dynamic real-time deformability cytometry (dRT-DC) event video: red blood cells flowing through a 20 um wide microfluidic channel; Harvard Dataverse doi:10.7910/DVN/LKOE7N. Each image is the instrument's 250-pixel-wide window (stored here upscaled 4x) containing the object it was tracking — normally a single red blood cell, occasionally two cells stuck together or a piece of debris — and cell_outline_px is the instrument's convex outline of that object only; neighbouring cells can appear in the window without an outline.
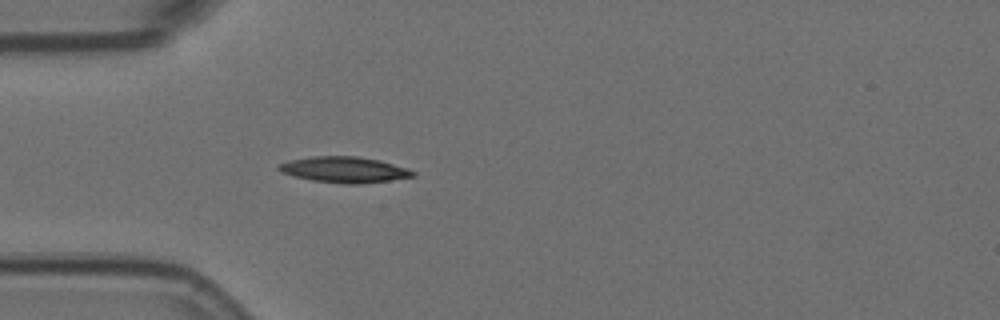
{"species": "Egyptian fruit bat (a non-hibernating species)", "species_latin": "Rousettus aegyptiacus", "temperature_condition": "room temperature", "stored_images_in_passage": 35, "camera_frame_rate_fps": 3000, "um_per_image_px": 0.085, "animal": {"sex": "female"}, "frame": {"image": 1, "passage_image": 1, "time_ms": 0.0, "image_size_px": [1000, 320], "cell_outline_px": [[412, 176], [384, 180], [320, 180], [300, 176], [288, 172], [280, 168], [280, 164], [300, 160], [328, 156], [344, 156], [372, 160], [388, 164], [412, 172]], "centroid_in_image_um": [29.26, 14.37], "position_along_channel_um": 55.7, "area_um2": 16.65}}
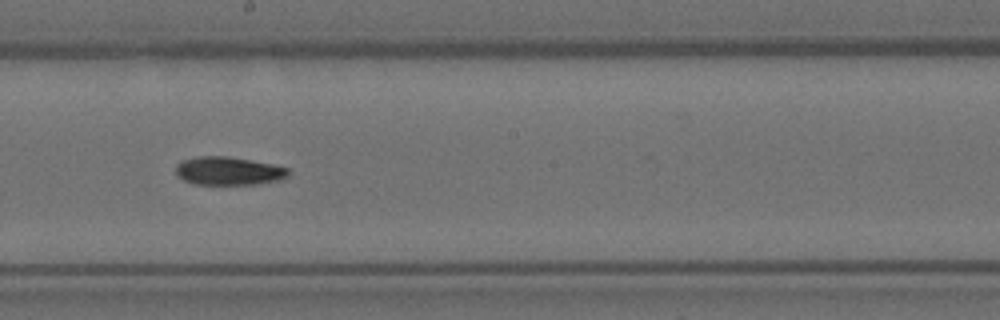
{"frame": {"image": 2, "passage_image": 16, "time_ms": 5.0, "image_size_px": [1000, 320], "cell_outline_px": [[284, 172], [280, 176], [268, 180], [232, 184], [208, 184], [188, 180], [180, 176], [180, 164], [188, 160], [244, 160], [284, 168]], "centroid_in_image_um": [19.37, 14.58], "position_along_channel_um": 228.8, "area_um2": 14.8}}
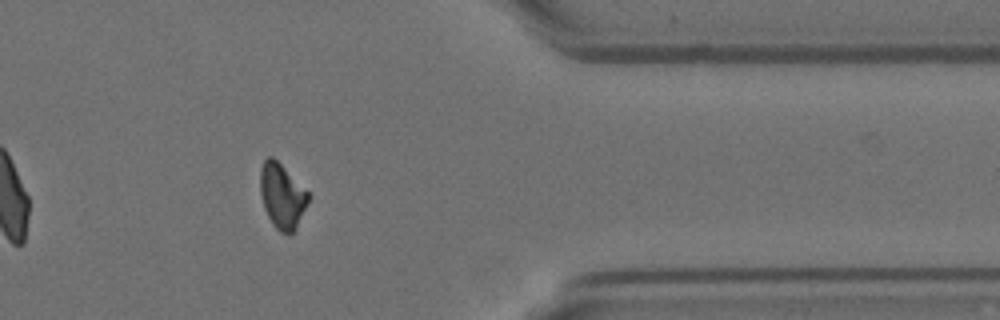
{"frame": {"image": 3, "passage_image": 31, "time_ms": 10.0, "image_size_px": [1000, 320], "cell_outline_px": [[308, 200], [292, 232], [284, 232], [272, 220], [264, 204], [260, 184], [260, 176], [264, 164], [268, 160], [276, 160], [308, 192]], "centroid_in_image_um": [23.99, 16.63], "position_along_channel_um": 387.4, "area_um2": 16.3}, "authors_computed_cell_mechanics": {"area_um2": 15.8372, "velocity_mm_per_s": 3.5587, "shape_relaxation_time_tau1_ms": 5.8287, "shape_relaxation_time_tau2_ms": null, "deformation_change_tau1": 0.1838, "deformation_change_tau2": null}}